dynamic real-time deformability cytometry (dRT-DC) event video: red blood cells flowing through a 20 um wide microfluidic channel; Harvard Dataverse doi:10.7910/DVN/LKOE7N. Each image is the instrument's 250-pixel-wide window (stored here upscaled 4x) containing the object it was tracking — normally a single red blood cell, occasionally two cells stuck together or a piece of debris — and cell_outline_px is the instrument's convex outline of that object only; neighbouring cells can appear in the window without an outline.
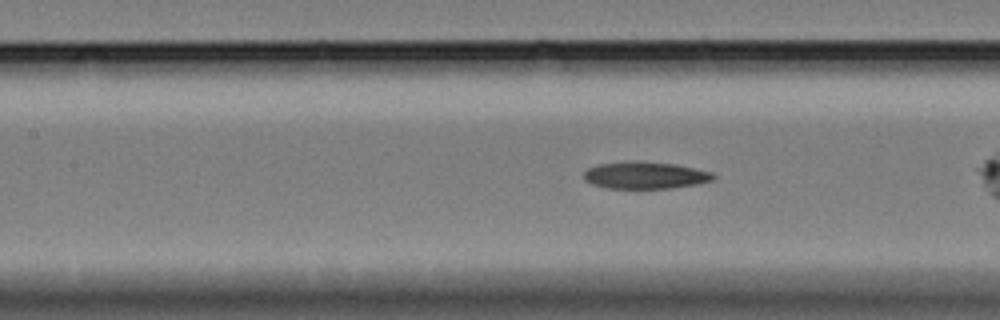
{"species": "Egyptian fruit bat (a non-hibernating species)", "species_latin": "Rousettus aegyptiacus", "temperature_condition": "cold", "stored_images_in_passage": 27, "camera_frame_rate_fps": 3000, "um_per_image_px": 0.085, "animal": {"sex": "female"}, "frame": {"image": 1, "passage_image": 5, "time_ms": 1.333, "image_size_px": [1000, 320], "cell_outline_px": [[716, 176], [712, 180], [696, 184], [668, 188], [608, 188], [592, 184], [584, 180], [584, 172], [588, 168], [600, 164], [676, 164], [712, 172]], "centroid_in_image_um": [54.87, 14.95], "position_along_channel_um": 152.5, "area_um2": 19.25}}
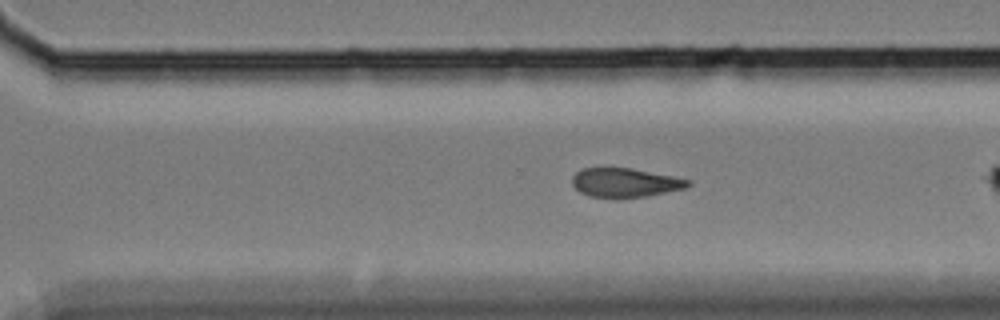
{"frame": {"image": 2, "passage_image": 20, "time_ms": 6.333, "image_size_px": [1000, 320], "cell_outline_px": [[692, 184], [688, 188], [648, 196], [588, 196], [580, 192], [572, 184], [572, 176], [576, 172], [584, 168], [632, 168], [692, 180]], "centroid_in_image_um": [53.18, 15.5], "position_along_channel_um": 317.4, "area_um2": 19.36}}